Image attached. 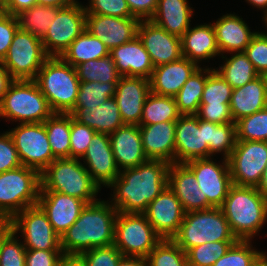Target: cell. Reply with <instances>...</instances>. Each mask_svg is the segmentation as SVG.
<instances>
[{
  "mask_svg": "<svg viewBox=\"0 0 267 266\" xmlns=\"http://www.w3.org/2000/svg\"><path fill=\"white\" fill-rule=\"evenodd\" d=\"M69 114L80 123L93 128L96 133L110 135L125 125L114 97L94 108L74 107Z\"/></svg>",
  "mask_w": 267,
  "mask_h": 266,
  "instance_id": "29",
  "label": "cell"
},
{
  "mask_svg": "<svg viewBox=\"0 0 267 266\" xmlns=\"http://www.w3.org/2000/svg\"><path fill=\"white\" fill-rule=\"evenodd\" d=\"M233 88L215 70L207 77L200 104L229 106Z\"/></svg>",
  "mask_w": 267,
  "mask_h": 266,
  "instance_id": "45",
  "label": "cell"
},
{
  "mask_svg": "<svg viewBox=\"0 0 267 266\" xmlns=\"http://www.w3.org/2000/svg\"><path fill=\"white\" fill-rule=\"evenodd\" d=\"M58 266H86L79 255H63L59 260Z\"/></svg>",
  "mask_w": 267,
  "mask_h": 266,
  "instance_id": "59",
  "label": "cell"
},
{
  "mask_svg": "<svg viewBox=\"0 0 267 266\" xmlns=\"http://www.w3.org/2000/svg\"><path fill=\"white\" fill-rule=\"evenodd\" d=\"M185 165L194 173L203 198L213 207H220L232 185L228 160L218 164L209 157L191 160Z\"/></svg>",
  "mask_w": 267,
  "mask_h": 266,
  "instance_id": "15",
  "label": "cell"
},
{
  "mask_svg": "<svg viewBox=\"0 0 267 266\" xmlns=\"http://www.w3.org/2000/svg\"><path fill=\"white\" fill-rule=\"evenodd\" d=\"M265 22V26H267V10L264 12V18H262Z\"/></svg>",
  "mask_w": 267,
  "mask_h": 266,
  "instance_id": "68",
  "label": "cell"
},
{
  "mask_svg": "<svg viewBox=\"0 0 267 266\" xmlns=\"http://www.w3.org/2000/svg\"><path fill=\"white\" fill-rule=\"evenodd\" d=\"M235 242H207L186 252L188 266H213Z\"/></svg>",
  "mask_w": 267,
  "mask_h": 266,
  "instance_id": "44",
  "label": "cell"
},
{
  "mask_svg": "<svg viewBox=\"0 0 267 266\" xmlns=\"http://www.w3.org/2000/svg\"><path fill=\"white\" fill-rule=\"evenodd\" d=\"M145 259L147 266H188L186 252L172 239H162Z\"/></svg>",
  "mask_w": 267,
  "mask_h": 266,
  "instance_id": "42",
  "label": "cell"
},
{
  "mask_svg": "<svg viewBox=\"0 0 267 266\" xmlns=\"http://www.w3.org/2000/svg\"><path fill=\"white\" fill-rule=\"evenodd\" d=\"M54 231L61 237L78 219L87 203L58 192H40L38 203Z\"/></svg>",
  "mask_w": 267,
  "mask_h": 266,
  "instance_id": "22",
  "label": "cell"
},
{
  "mask_svg": "<svg viewBox=\"0 0 267 266\" xmlns=\"http://www.w3.org/2000/svg\"><path fill=\"white\" fill-rule=\"evenodd\" d=\"M169 166L163 160H148L120 171L108 186L114 191L110 203L118 212L144 213L149 203L168 186Z\"/></svg>",
  "mask_w": 267,
  "mask_h": 266,
  "instance_id": "1",
  "label": "cell"
},
{
  "mask_svg": "<svg viewBox=\"0 0 267 266\" xmlns=\"http://www.w3.org/2000/svg\"><path fill=\"white\" fill-rule=\"evenodd\" d=\"M86 266H117L123 257L114 245L96 247L79 255Z\"/></svg>",
  "mask_w": 267,
  "mask_h": 266,
  "instance_id": "49",
  "label": "cell"
},
{
  "mask_svg": "<svg viewBox=\"0 0 267 266\" xmlns=\"http://www.w3.org/2000/svg\"><path fill=\"white\" fill-rule=\"evenodd\" d=\"M47 58L42 40L19 28L1 63L14 80H34Z\"/></svg>",
  "mask_w": 267,
  "mask_h": 266,
  "instance_id": "10",
  "label": "cell"
},
{
  "mask_svg": "<svg viewBox=\"0 0 267 266\" xmlns=\"http://www.w3.org/2000/svg\"><path fill=\"white\" fill-rule=\"evenodd\" d=\"M195 115L199 119L216 124L234 123L230 112V106H209V104H200Z\"/></svg>",
  "mask_w": 267,
  "mask_h": 266,
  "instance_id": "55",
  "label": "cell"
},
{
  "mask_svg": "<svg viewBox=\"0 0 267 266\" xmlns=\"http://www.w3.org/2000/svg\"><path fill=\"white\" fill-rule=\"evenodd\" d=\"M161 240L143 213L118 212L114 245L123 256L146 258Z\"/></svg>",
  "mask_w": 267,
  "mask_h": 266,
  "instance_id": "9",
  "label": "cell"
},
{
  "mask_svg": "<svg viewBox=\"0 0 267 266\" xmlns=\"http://www.w3.org/2000/svg\"><path fill=\"white\" fill-rule=\"evenodd\" d=\"M237 141L267 142V107L236 122Z\"/></svg>",
  "mask_w": 267,
  "mask_h": 266,
  "instance_id": "43",
  "label": "cell"
},
{
  "mask_svg": "<svg viewBox=\"0 0 267 266\" xmlns=\"http://www.w3.org/2000/svg\"><path fill=\"white\" fill-rule=\"evenodd\" d=\"M95 133L93 128L80 123L71 115L70 158L81 160Z\"/></svg>",
  "mask_w": 267,
  "mask_h": 266,
  "instance_id": "48",
  "label": "cell"
},
{
  "mask_svg": "<svg viewBox=\"0 0 267 266\" xmlns=\"http://www.w3.org/2000/svg\"><path fill=\"white\" fill-rule=\"evenodd\" d=\"M100 187L79 159H55L41 172L40 192H58L93 203Z\"/></svg>",
  "mask_w": 267,
  "mask_h": 266,
  "instance_id": "5",
  "label": "cell"
},
{
  "mask_svg": "<svg viewBox=\"0 0 267 266\" xmlns=\"http://www.w3.org/2000/svg\"><path fill=\"white\" fill-rule=\"evenodd\" d=\"M168 187L181 202L185 213L213 208L207 198H203L194 173L185 164H170Z\"/></svg>",
  "mask_w": 267,
  "mask_h": 266,
  "instance_id": "23",
  "label": "cell"
},
{
  "mask_svg": "<svg viewBox=\"0 0 267 266\" xmlns=\"http://www.w3.org/2000/svg\"><path fill=\"white\" fill-rule=\"evenodd\" d=\"M150 92L149 79L135 76L120 77L114 98L124 124L140 125L143 104Z\"/></svg>",
  "mask_w": 267,
  "mask_h": 266,
  "instance_id": "20",
  "label": "cell"
},
{
  "mask_svg": "<svg viewBox=\"0 0 267 266\" xmlns=\"http://www.w3.org/2000/svg\"><path fill=\"white\" fill-rule=\"evenodd\" d=\"M206 143L209 146V157L216 153L229 159L237 141L236 123L216 124L205 121Z\"/></svg>",
  "mask_w": 267,
  "mask_h": 266,
  "instance_id": "38",
  "label": "cell"
},
{
  "mask_svg": "<svg viewBox=\"0 0 267 266\" xmlns=\"http://www.w3.org/2000/svg\"><path fill=\"white\" fill-rule=\"evenodd\" d=\"M11 229L1 238L0 266H25L26 248Z\"/></svg>",
  "mask_w": 267,
  "mask_h": 266,
  "instance_id": "47",
  "label": "cell"
},
{
  "mask_svg": "<svg viewBox=\"0 0 267 266\" xmlns=\"http://www.w3.org/2000/svg\"><path fill=\"white\" fill-rule=\"evenodd\" d=\"M14 81L9 72L4 68L0 62V103L4 97V94L8 90L10 84Z\"/></svg>",
  "mask_w": 267,
  "mask_h": 266,
  "instance_id": "58",
  "label": "cell"
},
{
  "mask_svg": "<svg viewBox=\"0 0 267 266\" xmlns=\"http://www.w3.org/2000/svg\"><path fill=\"white\" fill-rule=\"evenodd\" d=\"M18 29L17 16L0 11V62L6 57Z\"/></svg>",
  "mask_w": 267,
  "mask_h": 266,
  "instance_id": "53",
  "label": "cell"
},
{
  "mask_svg": "<svg viewBox=\"0 0 267 266\" xmlns=\"http://www.w3.org/2000/svg\"><path fill=\"white\" fill-rule=\"evenodd\" d=\"M44 125L54 158H70L71 114L54 113Z\"/></svg>",
  "mask_w": 267,
  "mask_h": 266,
  "instance_id": "35",
  "label": "cell"
},
{
  "mask_svg": "<svg viewBox=\"0 0 267 266\" xmlns=\"http://www.w3.org/2000/svg\"><path fill=\"white\" fill-rule=\"evenodd\" d=\"M180 115L174 97L150 92L143 104L140 125L177 121Z\"/></svg>",
  "mask_w": 267,
  "mask_h": 266,
  "instance_id": "37",
  "label": "cell"
},
{
  "mask_svg": "<svg viewBox=\"0 0 267 266\" xmlns=\"http://www.w3.org/2000/svg\"><path fill=\"white\" fill-rule=\"evenodd\" d=\"M118 82H80L74 107L94 108L114 97Z\"/></svg>",
  "mask_w": 267,
  "mask_h": 266,
  "instance_id": "41",
  "label": "cell"
},
{
  "mask_svg": "<svg viewBox=\"0 0 267 266\" xmlns=\"http://www.w3.org/2000/svg\"><path fill=\"white\" fill-rule=\"evenodd\" d=\"M261 77L264 81V85H265V92H266V96H267V72L261 74Z\"/></svg>",
  "mask_w": 267,
  "mask_h": 266,
  "instance_id": "66",
  "label": "cell"
},
{
  "mask_svg": "<svg viewBox=\"0 0 267 266\" xmlns=\"http://www.w3.org/2000/svg\"><path fill=\"white\" fill-rule=\"evenodd\" d=\"M191 8L187 0H158L156 12L150 20L181 38L190 28Z\"/></svg>",
  "mask_w": 267,
  "mask_h": 266,
  "instance_id": "32",
  "label": "cell"
},
{
  "mask_svg": "<svg viewBox=\"0 0 267 266\" xmlns=\"http://www.w3.org/2000/svg\"><path fill=\"white\" fill-rule=\"evenodd\" d=\"M251 266H267V254L262 253Z\"/></svg>",
  "mask_w": 267,
  "mask_h": 266,
  "instance_id": "65",
  "label": "cell"
},
{
  "mask_svg": "<svg viewBox=\"0 0 267 266\" xmlns=\"http://www.w3.org/2000/svg\"><path fill=\"white\" fill-rule=\"evenodd\" d=\"M61 8L34 5L17 15L19 28L42 39Z\"/></svg>",
  "mask_w": 267,
  "mask_h": 266,
  "instance_id": "39",
  "label": "cell"
},
{
  "mask_svg": "<svg viewBox=\"0 0 267 266\" xmlns=\"http://www.w3.org/2000/svg\"><path fill=\"white\" fill-rule=\"evenodd\" d=\"M140 20L136 17H113L86 14V30L99 38L111 50L132 41L137 36Z\"/></svg>",
  "mask_w": 267,
  "mask_h": 266,
  "instance_id": "19",
  "label": "cell"
},
{
  "mask_svg": "<svg viewBox=\"0 0 267 266\" xmlns=\"http://www.w3.org/2000/svg\"><path fill=\"white\" fill-rule=\"evenodd\" d=\"M62 250L26 249L25 266H58Z\"/></svg>",
  "mask_w": 267,
  "mask_h": 266,
  "instance_id": "54",
  "label": "cell"
},
{
  "mask_svg": "<svg viewBox=\"0 0 267 266\" xmlns=\"http://www.w3.org/2000/svg\"><path fill=\"white\" fill-rule=\"evenodd\" d=\"M11 0H0V11L10 2Z\"/></svg>",
  "mask_w": 267,
  "mask_h": 266,
  "instance_id": "67",
  "label": "cell"
},
{
  "mask_svg": "<svg viewBox=\"0 0 267 266\" xmlns=\"http://www.w3.org/2000/svg\"><path fill=\"white\" fill-rule=\"evenodd\" d=\"M220 209L237 240H251L267 221V199L256 187L232 184Z\"/></svg>",
  "mask_w": 267,
  "mask_h": 266,
  "instance_id": "3",
  "label": "cell"
},
{
  "mask_svg": "<svg viewBox=\"0 0 267 266\" xmlns=\"http://www.w3.org/2000/svg\"><path fill=\"white\" fill-rule=\"evenodd\" d=\"M116 165L122 169L137 167L148 161L139 125L125 124L109 135Z\"/></svg>",
  "mask_w": 267,
  "mask_h": 266,
  "instance_id": "24",
  "label": "cell"
},
{
  "mask_svg": "<svg viewBox=\"0 0 267 266\" xmlns=\"http://www.w3.org/2000/svg\"><path fill=\"white\" fill-rule=\"evenodd\" d=\"M233 89L244 86L257 78L259 73L244 52H235L225 63L214 69Z\"/></svg>",
  "mask_w": 267,
  "mask_h": 266,
  "instance_id": "36",
  "label": "cell"
},
{
  "mask_svg": "<svg viewBox=\"0 0 267 266\" xmlns=\"http://www.w3.org/2000/svg\"><path fill=\"white\" fill-rule=\"evenodd\" d=\"M117 214L118 210L108 200L87 204L76 222L60 237L63 255H80L114 244Z\"/></svg>",
  "mask_w": 267,
  "mask_h": 266,
  "instance_id": "2",
  "label": "cell"
},
{
  "mask_svg": "<svg viewBox=\"0 0 267 266\" xmlns=\"http://www.w3.org/2000/svg\"><path fill=\"white\" fill-rule=\"evenodd\" d=\"M244 53L259 75L267 72V33L257 32Z\"/></svg>",
  "mask_w": 267,
  "mask_h": 266,
  "instance_id": "51",
  "label": "cell"
},
{
  "mask_svg": "<svg viewBox=\"0 0 267 266\" xmlns=\"http://www.w3.org/2000/svg\"><path fill=\"white\" fill-rule=\"evenodd\" d=\"M117 266H147V264L145 258L123 256Z\"/></svg>",
  "mask_w": 267,
  "mask_h": 266,
  "instance_id": "60",
  "label": "cell"
},
{
  "mask_svg": "<svg viewBox=\"0 0 267 266\" xmlns=\"http://www.w3.org/2000/svg\"><path fill=\"white\" fill-rule=\"evenodd\" d=\"M82 159L85 160V168L92 180L100 188L101 184L109 186L119 176L120 170L116 165L108 134L95 133Z\"/></svg>",
  "mask_w": 267,
  "mask_h": 266,
  "instance_id": "21",
  "label": "cell"
},
{
  "mask_svg": "<svg viewBox=\"0 0 267 266\" xmlns=\"http://www.w3.org/2000/svg\"><path fill=\"white\" fill-rule=\"evenodd\" d=\"M137 36L149 53L154 67L182 57L181 38L168 33L152 20H140Z\"/></svg>",
  "mask_w": 267,
  "mask_h": 266,
  "instance_id": "18",
  "label": "cell"
},
{
  "mask_svg": "<svg viewBox=\"0 0 267 266\" xmlns=\"http://www.w3.org/2000/svg\"><path fill=\"white\" fill-rule=\"evenodd\" d=\"M256 188L260 193V195L263 196L265 199H267V166Z\"/></svg>",
  "mask_w": 267,
  "mask_h": 266,
  "instance_id": "62",
  "label": "cell"
},
{
  "mask_svg": "<svg viewBox=\"0 0 267 266\" xmlns=\"http://www.w3.org/2000/svg\"><path fill=\"white\" fill-rule=\"evenodd\" d=\"M143 150L148 160L175 163L176 121L139 125Z\"/></svg>",
  "mask_w": 267,
  "mask_h": 266,
  "instance_id": "25",
  "label": "cell"
},
{
  "mask_svg": "<svg viewBox=\"0 0 267 266\" xmlns=\"http://www.w3.org/2000/svg\"><path fill=\"white\" fill-rule=\"evenodd\" d=\"M9 223L12 231L22 233L26 249L61 250L60 237L38 204L17 213Z\"/></svg>",
  "mask_w": 267,
  "mask_h": 266,
  "instance_id": "13",
  "label": "cell"
},
{
  "mask_svg": "<svg viewBox=\"0 0 267 266\" xmlns=\"http://www.w3.org/2000/svg\"><path fill=\"white\" fill-rule=\"evenodd\" d=\"M41 173L20 166L0 173V220L10 221L27 207L37 205Z\"/></svg>",
  "mask_w": 267,
  "mask_h": 266,
  "instance_id": "7",
  "label": "cell"
},
{
  "mask_svg": "<svg viewBox=\"0 0 267 266\" xmlns=\"http://www.w3.org/2000/svg\"><path fill=\"white\" fill-rule=\"evenodd\" d=\"M229 106L234 123L267 107L265 85L261 75L244 86L233 89Z\"/></svg>",
  "mask_w": 267,
  "mask_h": 266,
  "instance_id": "31",
  "label": "cell"
},
{
  "mask_svg": "<svg viewBox=\"0 0 267 266\" xmlns=\"http://www.w3.org/2000/svg\"><path fill=\"white\" fill-rule=\"evenodd\" d=\"M85 6L79 2L61 8L41 39L48 57H61L69 45L85 30Z\"/></svg>",
  "mask_w": 267,
  "mask_h": 266,
  "instance_id": "12",
  "label": "cell"
},
{
  "mask_svg": "<svg viewBox=\"0 0 267 266\" xmlns=\"http://www.w3.org/2000/svg\"><path fill=\"white\" fill-rule=\"evenodd\" d=\"M109 55L121 76L151 78L154 66L138 36L130 42L112 48Z\"/></svg>",
  "mask_w": 267,
  "mask_h": 266,
  "instance_id": "27",
  "label": "cell"
},
{
  "mask_svg": "<svg viewBox=\"0 0 267 266\" xmlns=\"http://www.w3.org/2000/svg\"><path fill=\"white\" fill-rule=\"evenodd\" d=\"M172 240L185 252L207 242H236L220 207L187 212Z\"/></svg>",
  "mask_w": 267,
  "mask_h": 266,
  "instance_id": "6",
  "label": "cell"
},
{
  "mask_svg": "<svg viewBox=\"0 0 267 266\" xmlns=\"http://www.w3.org/2000/svg\"><path fill=\"white\" fill-rule=\"evenodd\" d=\"M86 14L109 15L113 17H134L126 0H90L85 7Z\"/></svg>",
  "mask_w": 267,
  "mask_h": 266,
  "instance_id": "50",
  "label": "cell"
},
{
  "mask_svg": "<svg viewBox=\"0 0 267 266\" xmlns=\"http://www.w3.org/2000/svg\"><path fill=\"white\" fill-rule=\"evenodd\" d=\"M213 71V68L203 69L199 67L176 94L174 98L181 115L197 113L206 79Z\"/></svg>",
  "mask_w": 267,
  "mask_h": 266,
  "instance_id": "34",
  "label": "cell"
},
{
  "mask_svg": "<svg viewBox=\"0 0 267 266\" xmlns=\"http://www.w3.org/2000/svg\"><path fill=\"white\" fill-rule=\"evenodd\" d=\"M215 30L219 52L224 53L244 52L257 32H251L243 18L235 14H226L212 24Z\"/></svg>",
  "mask_w": 267,
  "mask_h": 266,
  "instance_id": "28",
  "label": "cell"
},
{
  "mask_svg": "<svg viewBox=\"0 0 267 266\" xmlns=\"http://www.w3.org/2000/svg\"><path fill=\"white\" fill-rule=\"evenodd\" d=\"M248 3L252 4L254 7L263 9L264 12L267 10V0H246Z\"/></svg>",
  "mask_w": 267,
  "mask_h": 266,
  "instance_id": "64",
  "label": "cell"
},
{
  "mask_svg": "<svg viewBox=\"0 0 267 266\" xmlns=\"http://www.w3.org/2000/svg\"><path fill=\"white\" fill-rule=\"evenodd\" d=\"M251 240H237L213 266H251L263 253L253 249Z\"/></svg>",
  "mask_w": 267,
  "mask_h": 266,
  "instance_id": "46",
  "label": "cell"
},
{
  "mask_svg": "<svg viewBox=\"0 0 267 266\" xmlns=\"http://www.w3.org/2000/svg\"><path fill=\"white\" fill-rule=\"evenodd\" d=\"M54 114L34 80H14L0 103V117L19 123H41Z\"/></svg>",
  "mask_w": 267,
  "mask_h": 266,
  "instance_id": "8",
  "label": "cell"
},
{
  "mask_svg": "<svg viewBox=\"0 0 267 266\" xmlns=\"http://www.w3.org/2000/svg\"><path fill=\"white\" fill-rule=\"evenodd\" d=\"M131 14L139 20H150L157 9L158 0H126Z\"/></svg>",
  "mask_w": 267,
  "mask_h": 266,
  "instance_id": "56",
  "label": "cell"
},
{
  "mask_svg": "<svg viewBox=\"0 0 267 266\" xmlns=\"http://www.w3.org/2000/svg\"><path fill=\"white\" fill-rule=\"evenodd\" d=\"M109 49L97 37L86 29L69 45L61 58L76 67L89 60L104 58L109 55Z\"/></svg>",
  "mask_w": 267,
  "mask_h": 266,
  "instance_id": "33",
  "label": "cell"
},
{
  "mask_svg": "<svg viewBox=\"0 0 267 266\" xmlns=\"http://www.w3.org/2000/svg\"><path fill=\"white\" fill-rule=\"evenodd\" d=\"M37 0H11L3 9L2 12L17 16L22 11L30 9L37 5Z\"/></svg>",
  "mask_w": 267,
  "mask_h": 266,
  "instance_id": "57",
  "label": "cell"
},
{
  "mask_svg": "<svg viewBox=\"0 0 267 266\" xmlns=\"http://www.w3.org/2000/svg\"><path fill=\"white\" fill-rule=\"evenodd\" d=\"M182 56L199 66V61L220 55L213 25L201 24L189 28L181 37Z\"/></svg>",
  "mask_w": 267,
  "mask_h": 266,
  "instance_id": "30",
  "label": "cell"
},
{
  "mask_svg": "<svg viewBox=\"0 0 267 266\" xmlns=\"http://www.w3.org/2000/svg\"><path fill=\"white\" fill-rule=\"evenodd\" d=\"M11 229L9 221L0 220V244L1 238Z\"/></svg>",
  "mask_w": 267,
  "mask_h": 266,
  "instance_id": "63",
  "label": "cell"
},
{
  "mask_svg": "<svg viewBox=\"0 0 267 266\" xmlns=\"http://www.w3.org/2000/svg\"><path fill=\"white\" fill-rule=\"evenodd\" d=\"M186 57L154 67L150 80L152 93L175 97L190 76L199 68Z\"/></svg>",
  "mask_w": 267,
  "mask_h": 266,
  "instance_id": "26",
  "label": "cell"
},
{
  "mask_svg": "<svg viewBox=\"0 0 267 266\" xmlns=\"http://www.w3.org/2000/svg\"><path fill=\"white\" fill-rule=\"evenodd\" d=\"M228 162L232 184L257 187L267 166V142L236 141Z\"/></svg>",
  "mask_w": 267,
  "mask_h": 266,
  "instance_id": "14",
  "label": "cell"
},
{
  "mask_svg": "<svg viewBox=\"0 0 267 266\" xmlns=\"http://www.w3.org/2000/svg\"><path fill=\"white\" fill-rule=\"evenodd\" d=\"M75 68L80 82H118L121 77L110 55L96 60H89L86 63L77 65Z\"/></svg>",
  "mask_w": 267,
  "mask_h": 266,
  "instance_id": "40",
  "label": "cell"
},
{
  "mask_svg": "<svg viewBox=\"0 0 267 266\" xmlns=\"http://www.w3.org/2000/svg\"><path fill=\"white\" fill-rule=\"evenodd\" d=\"M34 81L54 113L69 114L74 109L80 81L76 68L61 57H48Z\"/></svg>",
  "mask_w": 267,
  "mask_h": 266,
  "instance_id": "4",
  "label": "cell"
},
{
  "mask_svg": "<svg viewBox=\"0 0 267 266\" xmlns=\"http://www.w3.org/2000/svg\"><path fill=\"white\" fill-rule=\"evenodd\" d=\"M22 166L12 136L7 131L0 135V173Z\"/></svg>",
  "mask_w": 267,
  "mask_h": 266,
  "instance_id": "52",
  "label": "cell"
},
{
  "mask_svg": "<svg viewBox=\"0 0 267 266\" xmlns=\"http://www.w3.org/2000/svg\"><path fill=\"white\" fill-rule=\"evenodd\" d=\"M201 158H209L205 121L195 114L180 115L176 121L175 163L185 164Z\"/></svg>",
  "mask_w": 267,
  "mask_h": 266,
  "instance_id": "16",
  "label": "cell"
},
{
  "mask_svg": "<svg viewBox=\"0 0 267 266\" xmlns=\"http://www.w3.org/2000/svg\"><path fill=\"white\" fill-rule=\"evenodd\" d=\"M38 5L63 8L78 2L76 0H37Z\"/></svg>",
  "mask_w": 267,
  "mask_h": 266,
  "instance_id": "61",
  "label": "cell"
},
{
  "mask_svg": "<svg viewBox=\"0 0 267 266\" xmlns=\"http://www.w3.org/2000/svg\"><path fill=\"white\" fill-rule=\"evenodd\" d=\"M22 166L43 172L55 160L44 122L19 123L9 131Z\"/></svg>",
  "mask_w": 267,
  "mask_h": 266,
  "instance_id": "11",
  "label": "cell"
},
{
  "mask_svg": "<svg viewBox=\"0 0 267 266\" xmlns=\"http://www.w3.org/2000/svg\"><path fill=\"white\" fill-rule=\"evenodd\" d=\"M155 233L164 240L172 239L184 220L185 211L174 192L167 186L143 213Z\"/></svg>",
  "mask_w": 267,
  "mask_h": 266,
  "instance_id": "17",
  "label": "cell"
}]
</instances>
